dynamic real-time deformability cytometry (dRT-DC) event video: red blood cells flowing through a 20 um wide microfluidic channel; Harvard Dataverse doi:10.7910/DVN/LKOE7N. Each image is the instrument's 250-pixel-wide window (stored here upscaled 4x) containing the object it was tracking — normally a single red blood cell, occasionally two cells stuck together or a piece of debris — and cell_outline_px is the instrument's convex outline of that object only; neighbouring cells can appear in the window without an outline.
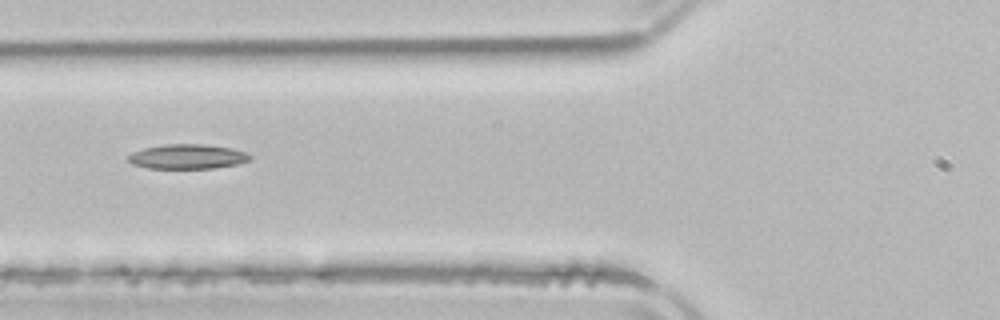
{"species": "common noctule bat (a hibernating species)", "species_latin": "Nyctalus noctula", "temperature_condition": "room temperature", "stored_images_in_passage": 3, "camera_frame_rate_fps": 3000, "um_per_image_px": 0.085, "animal": {"sex": "male", "body_mass_g": 21.5, "forearm_length_mm": 52.0}, "frame": {"image": 1, "passage_image": 3, "time_ms": 4.333, "image_size_px": [1000, 320], "cell_outline_px": [[252, 156], [248, 160], [236, 164], [212, 168], [148, 168], [132, 164], [128, 160], [128, 156], [132, 152], [144, 148], [164, 144], [204, 144], [232, 148], [248, 152]], "centroid_in_image_um": [15.93, 13.3], "position_along_channel_um": 109.9, "area_um2": 17.46}}